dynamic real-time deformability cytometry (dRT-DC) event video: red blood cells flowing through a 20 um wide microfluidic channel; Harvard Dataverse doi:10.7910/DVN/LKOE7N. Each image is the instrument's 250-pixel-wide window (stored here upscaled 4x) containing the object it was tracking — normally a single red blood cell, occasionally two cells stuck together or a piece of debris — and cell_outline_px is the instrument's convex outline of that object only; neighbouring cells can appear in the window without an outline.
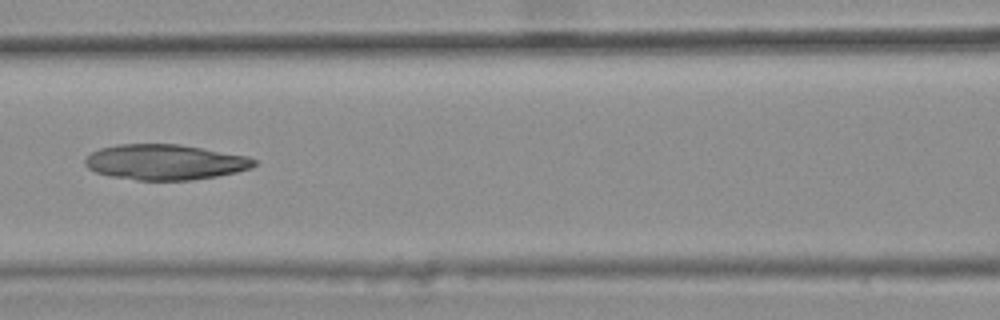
{"species": "common noctule bat (a hibernating species)", "species_latin": "Nyctalus noctula", "temperature_condition": "warm", "stored_images_in_passage": 4, "camera_frame_rate_fps": 3000, "um_per_image_px": 0.085, "animal": {"sex": "female", "body_mass_g": 25.1}, "frame": {"image": 1, "passage_image": 4, "time_ms": 1.0, "image_size_px": [1000, 320], "cell_outline_px": [[256, 164], [252, 168], [236, 172], [216, 176], [192, 180], [136, 180], [112, 176], [96, 172], [88, 168], [84, 164], [84, 160], [92, 152], [100, 148], [116, 144], [180, 144], [248, 156], [256, 160]], "centroid_in_image_um": [14.03, 13.77], "position_along_channel_um": 152.6, "area_um2": 34.91}}